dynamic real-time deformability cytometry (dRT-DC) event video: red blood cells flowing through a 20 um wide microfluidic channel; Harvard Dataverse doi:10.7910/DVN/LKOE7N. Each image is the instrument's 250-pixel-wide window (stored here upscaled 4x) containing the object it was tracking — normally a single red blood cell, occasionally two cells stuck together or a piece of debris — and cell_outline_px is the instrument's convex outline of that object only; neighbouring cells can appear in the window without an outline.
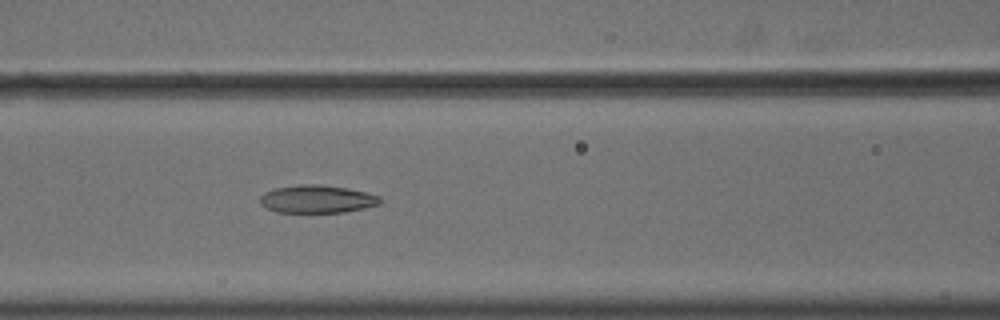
{"species": "common noctule bat (a hibernating species)", "species_latin": "Nyctalus noctula", "temperature_condition": "cold", "stored_images_in_passage": 43, "camera_frame_rate_fps": 3000, "um_per_image_px": 0.085, "animal": {"sex": "male", "body_mass_g": 18.8}, "frame": {"image": 1, "passage_image": 12, "time_ms": 3.667, "image_size_px": [1000, 320], "cell_outline_px": [[380, 204], [364, 208], [344, 212], [276, 212], [260, 204], [260, 196], [264, 192], [276, 188], [300, 184], [316, 184], [348, 188], [380, 196]], "centroid_in_image_um": [26.93, 16.92], "position_along_channel_um": 139.7, "area_um2": 19.36}}
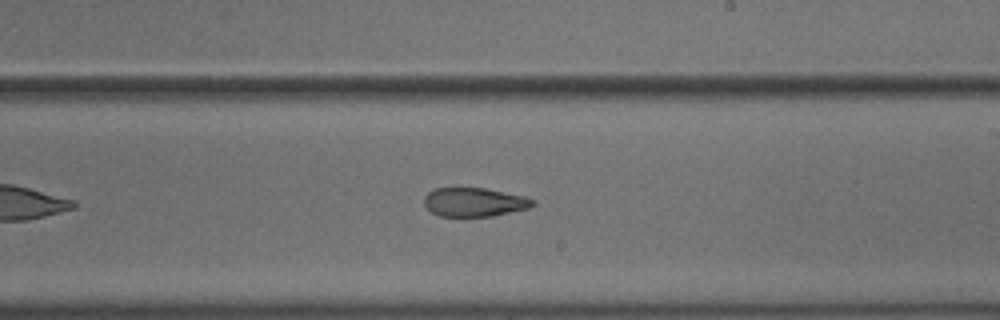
{"frame": {"image": 2, "passage_image": 21, "time_ms": 6.667, "image_size_px": [1000, 320], "cell_outline_px": [[536, 204], [528, 208], [492, 216], [440, 216], [432, 212], [424, 204], [424, 196], [428, 192], [436, 188], [484, 188], [524, 196], [536, 200]], "centroid_in_image_um": [40.32, 17.18], "position_along_channel_um": 248.7, "area_um2": 18.15}}
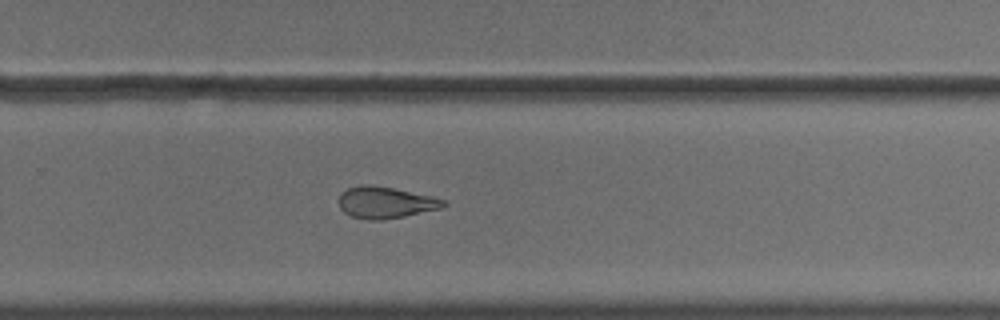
{"frame": {"image": 3, "passage_image": 25, "time_ms": 8.0, "image_size_px": [1000, 320], "cell_outline_px": [[448, 204], [440, 208], [404, 216], [384, 220], [368, 220], [352, 216], [344, 212], [340, 208], [340, 192], [348, 188], [364, 184], [368, 184], [392, 188], [432, 196], [444, 200]], "centroid_in_image_um": [32.75, 17.21], "position_along_channel_um": 297.1, "area_um2": 19.07}, "authors_computed_cell_mechanics": {"area_um2": 20.6346, "velocity_mm_per_s": 3.6339, "shape_relaxation_time_tau1_ms": null, "shape_relaxation_time_tau2_ms": 3.4518, "deformation_change_tau1": null, "deformation_change_tau2": 0.1133}}